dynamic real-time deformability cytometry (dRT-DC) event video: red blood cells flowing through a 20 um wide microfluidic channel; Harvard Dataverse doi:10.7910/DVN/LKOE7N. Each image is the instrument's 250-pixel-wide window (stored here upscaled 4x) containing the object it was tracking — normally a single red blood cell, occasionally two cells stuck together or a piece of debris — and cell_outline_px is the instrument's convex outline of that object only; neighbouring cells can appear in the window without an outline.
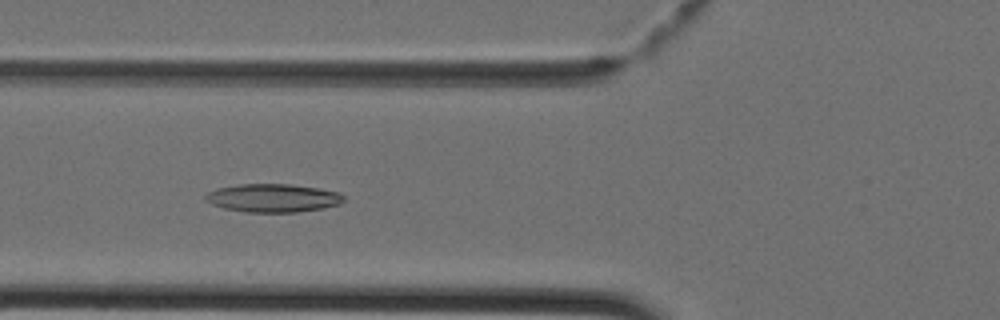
{"species": "Egyptian fruit bat (a non-hibernating species)", "species_latin": "Rousettus aegyptiacus", "temperature_condition": "cold", "stored_images_in_passage": 35, "camera_frame_rate_fps": 3000, "um_per_image_px": 0.085, "animal": {"sex": "female"}, "frame": {"image": 1, "passage_image": 11, "time_ms": 3.333, "image_size_px": [1000, 320], "cell_outline_px": [[344, 200], [340, 204], [324, 208], [296, 212], [248, 212], [224, 208], [212, 204], [204, 200], [204, 196], [208, 192], [216, 188], [240, 184], [288, 184], [320, 188], [336, 192], [344, 196]], "centroid_in_image_um": [23.18, 16.83], "position_along_channel_um": 102.6, "area_um2": 22.77}}
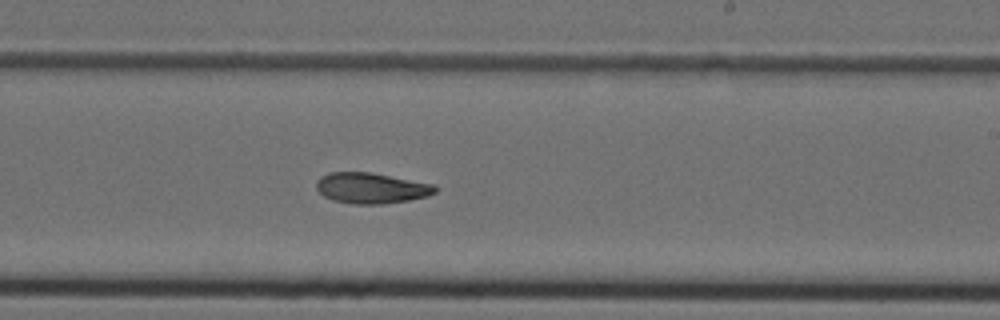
{"frame": {"image": 2, "passage_image": 21, "time_ms": 6.667, "image_size_px": [1000, 320], "cell_outline_px": [[436, 192], [428, 196], [408, 200], [380, 204], [352, 204], [332, 200], [324, 196], [316, 188], [316, 180], [320, 176], [328, 172], [368, 172], [432, 184], [436, 188]], "centroid_in_image_um": [31.49, 15.99], "position_along_channel_um": 257.5, "area_um2": 21.1}}
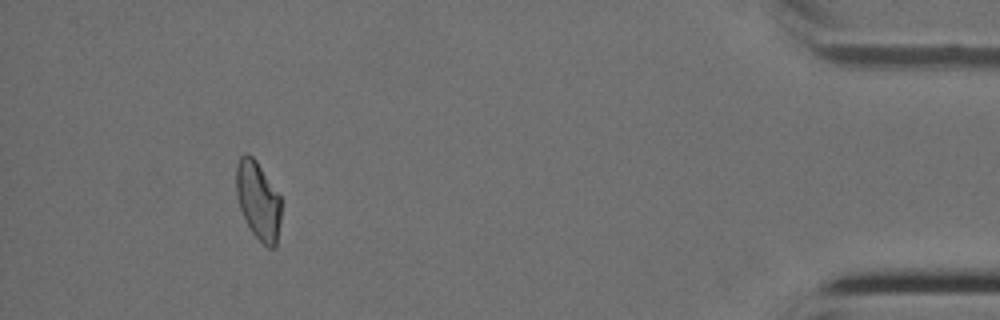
{"frame": {"image": 3, "passage_image": 35, "time_ms": 11.333, "image_size_px": [1000, 320], "cell_outline_px": [[280, 220], [276, 248], [268, 248], [252, 232], [240, 208], [236, 196], [236, 164], [240, 156], [244, 152], [248, 152], [256, 160], [280, 196]], "centroid_in_image_um": [21.93, 17.01], "position_along_channel_um": 413.3, "area_um2": 20.4}}